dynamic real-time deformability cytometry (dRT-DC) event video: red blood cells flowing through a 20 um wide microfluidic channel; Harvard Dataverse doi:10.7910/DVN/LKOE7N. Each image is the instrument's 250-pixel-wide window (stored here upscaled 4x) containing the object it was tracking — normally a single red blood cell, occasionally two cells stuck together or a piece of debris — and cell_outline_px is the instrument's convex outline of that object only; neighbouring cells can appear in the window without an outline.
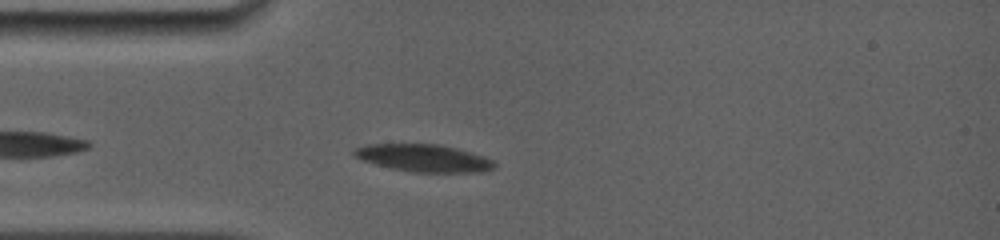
{"species": "common noctule bat (a hibernating species)", "species_latin": "Nyctalus noctula", "temperature_condition": "room temperature", "stored_images_in_passage": 31, "camera_frame_rate_fps": 5000, "um_per_image_px": 0.085, "animal": {"sex": "female", "body_mass_g": 19.0, "forearm_length_mm": 56.7}, "frame": {"image": 1, "passage_image": 4, "time_ms": 1.4, "image_size_px": [1000, 240], "cell_outline_px": [[496, 168], [484, 172], [412, 172], [392, 168], [376, 164], [352, 156], [352, 152], [356, 148], [368, 144], [440, 144], [456, 148], [484, 156], [492, 160], [496, 164]], "centroid_in_image_um": [36.05, 13.43], "position_along_channel_um": 49.0, "area_um2": 22.37}}
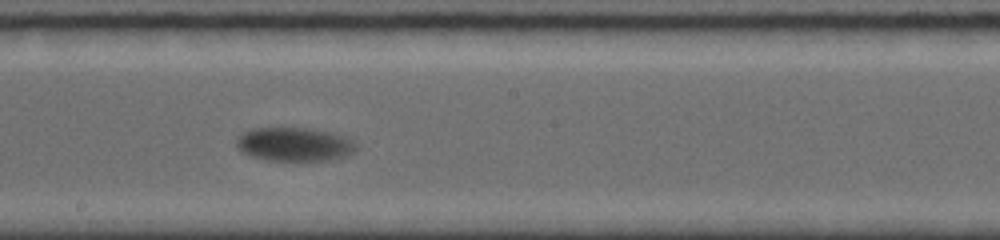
{"frame": {"image": 2, "passage_image": 15, "time_ms": 6.4, "image_size_px": [1000, 240], "cell_outline_px": [[356, 148], [352, 152], [344, 156], [328, 160], [268, 160], [252, 156], [240, 152], [236, 144], [236, 140], [244, 132], [252, 128], [308, 128], [332, 132], [344, 136], [352, 140], [356, 144]], "centroid_in_image_um": [25.0, 12.26], "position_along_channel_um": 223.2, "area_um2": 23.35}}
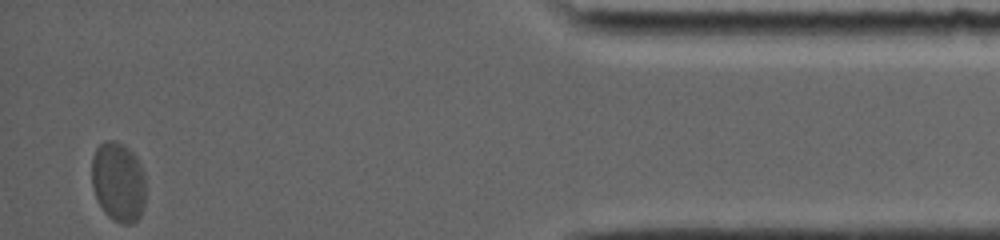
{"frame": {"image": 3, "passage_image": 31, "time_ms": 13.4, "image_size_px": [1000, 240], "cell_outline_px": [[144, 208], [140, 216], [132, 224], [124, 224], [108, 216], [104, 212], [96, 196], [92, 184], [92, 156], [96, 148], [104, 140], [116, 140], [124, 144], [136, 156], [140, 164], [144, 176]], "centroid_in_image_um": [10.05, 15.43], "position_along_channel_um": 425.1, "area_um2": 25.09}, "authors_computed_cell_mechanics": {"area_um2": 23.5824, "velocity_mm_per_s": 3.6338, "shape_relaxation_time_tau1_ms": 2.3535, "shape_relaxation_time_tau2_ms": null, "deformation_change_tau1": 0.0914, "deformation_change_tau2": null}}